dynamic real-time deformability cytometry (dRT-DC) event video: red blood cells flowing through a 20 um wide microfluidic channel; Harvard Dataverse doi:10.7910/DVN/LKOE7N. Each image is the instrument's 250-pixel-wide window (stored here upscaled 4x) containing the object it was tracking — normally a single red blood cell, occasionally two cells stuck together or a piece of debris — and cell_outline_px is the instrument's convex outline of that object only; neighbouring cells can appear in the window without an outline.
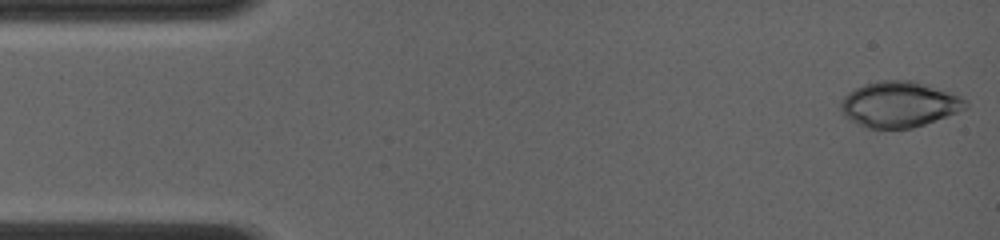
{"species": "common noctule bat (a hibernating species)", "species_latin": "Nyctalus noctula", "temperature_condition": "room temperature", "stored_images_in_passage": 11, "camera_frame_rate_fps": 4000, "um_per_image_px": 0.085, "animal": {"sex": "female", "body_mass_g": 19.0, "forearm_length_mm": 56.7}, "frame": {"image": 1, "passage_image": 1, "time_ms": 0.0, "image_size_px": [1000, 240], "cell_outline_px": [[968, 104], [964, 108], [956, 112], [924, 124], [912, 128], [868, 128], [844, 116], [840, 108], [840, 104], [844, 96], [848, 92], [864, 84], [880, 80], [916, 80], [960, 96], [968, 100]], "centroid_in_image_um": [76.42, 8.85], "position_along_channel_um": 8.6, "area_um2": 33.0}}